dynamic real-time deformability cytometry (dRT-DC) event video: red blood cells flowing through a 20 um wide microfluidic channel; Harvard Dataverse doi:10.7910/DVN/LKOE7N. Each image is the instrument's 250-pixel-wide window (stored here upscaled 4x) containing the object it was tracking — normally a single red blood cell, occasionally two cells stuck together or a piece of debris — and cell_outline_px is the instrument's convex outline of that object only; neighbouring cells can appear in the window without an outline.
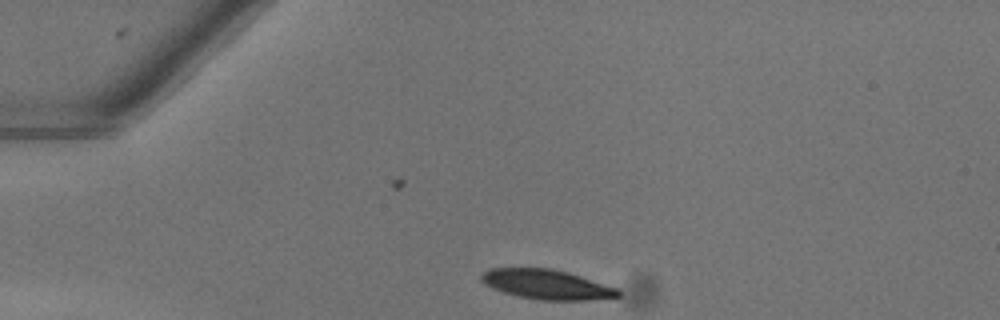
{"species": "common noctule bat (a hibernating species)", "species_latin": "Nyctalus noctula", "temperature_condition": "warm", "stored_images_in_passage": 40, "camera_frame_rate_fps": 3000, "um_per_image_px": 0.085, "animal": {"sex": "female"}, "frame": {"image": 1, "passage_image": 1, "time_ms": 0.0, "image_size_px": [1000, 320], "cell_outline_px": [[620, 296], [588, 300], [540, 300], [516, 296], [492, 288], [484, 284], [480, 280], [480, 276], [488, 268], [552, 268], [568, 272], [616, 288], [620, 292]], "centroid_in_image_um": [46.41, 24.17], "position_along_channel_um": 38.6, "area_um2": 23.58}}
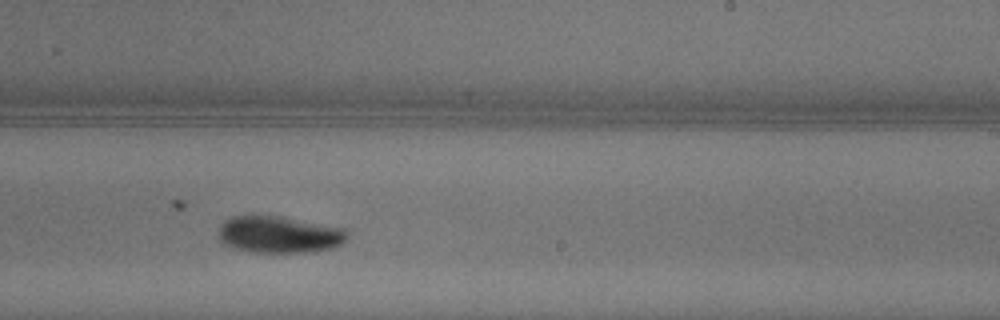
{"frame": {"image": 2, "passage_image": 21, "time_ms": 6.667, "image_size_px": [1000, 320], "cell_outline_px": [[348, 236], [340, 244], [332, 248], [316, 252], [252, 252], [232, 248], [224, 244], [220, 236], [220, 228], [232, 216], [280, 216], [344, 228], [348, 232]], "centroid_in_image_um": [23.78, 19.95], "position_along_channel_um": 265.2, "area_um2": 27.34}}
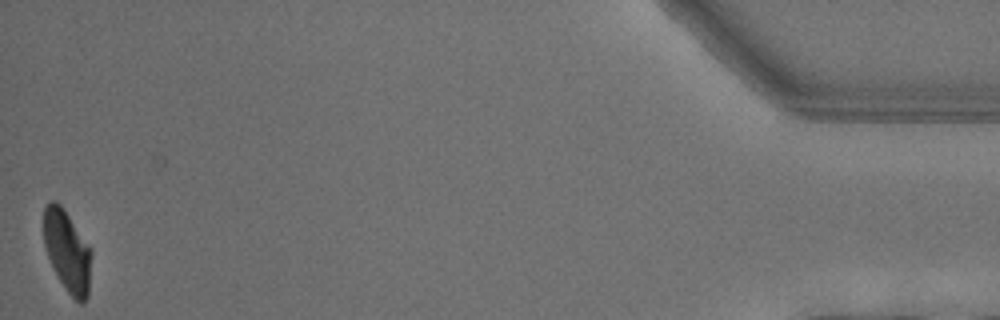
{"frame": {"image": 3, "passage_image": 40, "time_ms": 13.0, "image_size_px": [1000, 320], "cell_outline_px": [[92, 252], [88, 296], [84, 304], [80, 304], [68, 292], [60, 280], [44, 248], [44, 208], [52, 200], [56, 200], [60, 204], [92, 248]], "centroid_in_image_um": [5.74, 21.35], "position_along_channel_um": 429.5, "area_um2": 22.6}, "authors_computed_cell_mechanics": {"area_um2": 26.5013, "velocity_mm_per_s": 4.0513, "shape_relaxation_time_tau1_ms": 8.2691, "shape_relaxation_time_tau2_ms": null, "deformation_change_tau1": 0.3097, "deformation_change_tau2": null}}